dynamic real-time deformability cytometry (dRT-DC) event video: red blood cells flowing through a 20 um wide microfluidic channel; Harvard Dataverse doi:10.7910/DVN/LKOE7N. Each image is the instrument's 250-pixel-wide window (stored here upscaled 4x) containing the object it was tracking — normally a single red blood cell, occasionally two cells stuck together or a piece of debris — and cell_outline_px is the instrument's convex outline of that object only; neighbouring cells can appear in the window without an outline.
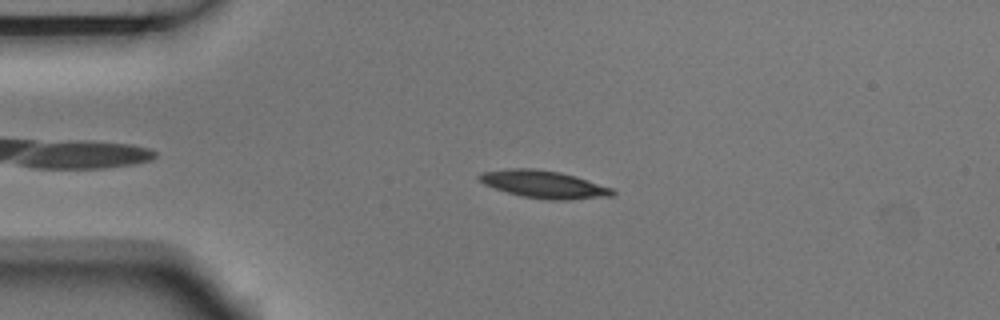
{"species": "Egyptian fruit bat (a non-hibernating species)", "species_latin": "Rousettus aegyptiacus", "temperature_condition": "room temperature", "stored_images_in_passage": 3, "camera_frame_rate_fps": 3000, "um_per_image_px": 0.085, "animal": {"sex": "male"}, "frame": {"image": 1, "passage_image": 3, "time_ms": 0.667, "image_size_px": [1000, 320], "cell_outline_px": [[616, 192], [612, 196], [568, 200], [548, 200], [520, 196], [484, 184], [476, 176], [480, 172], [512, 168], [532, 168], [560, 172], [576, 176], [612, 188]], "centroid_in_image_um": [46.23, 15.67], "position_along_channel_um": 38.8, "area_um2": 21.39}}